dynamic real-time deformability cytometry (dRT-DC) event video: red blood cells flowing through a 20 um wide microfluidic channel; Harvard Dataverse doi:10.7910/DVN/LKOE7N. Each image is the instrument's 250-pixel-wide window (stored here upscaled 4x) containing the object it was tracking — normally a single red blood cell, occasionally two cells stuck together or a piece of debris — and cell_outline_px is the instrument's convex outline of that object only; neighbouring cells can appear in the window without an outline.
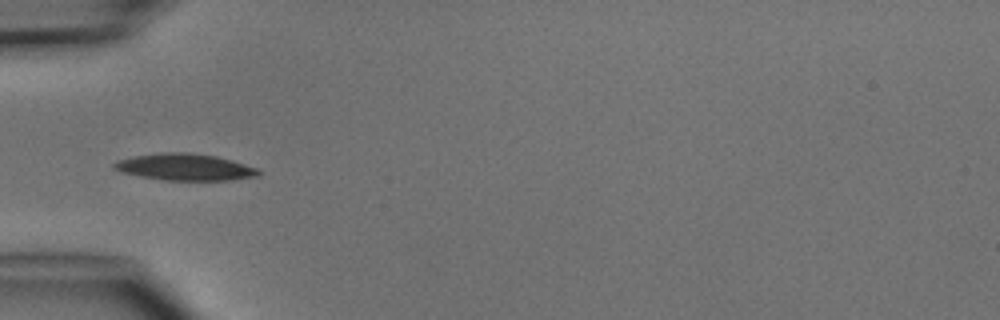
{"species": "common noctule bat (a hibernating species)", "species_latin": "Nyctalus noctula", "temperature_condition": "cold", "stored_images_in_passage": 5, "camera_frame_rate_fps": 3000, "um_per_image_px": 0.085, "animal": {"sex": "male", "body_mass_g": 15.6}, "frame": {"image": 1, "passage_image": 4, "time_ms": 4.667, "image_size_px": [1000, 320], "cell_outline_px": [[264, 172], [260, 176], [232, 180], [164, 180], [140, 176], [120, 172], [112, 168], [112, 164], [116, 160], [132, 156], [160, 152], [188, 152], [216, 156], [232, 160], [256, 168]], "centroid_in_image_um": [15.71, 14.2], "position_along_channel_um": 69.3, "area_um2": 22.77}}